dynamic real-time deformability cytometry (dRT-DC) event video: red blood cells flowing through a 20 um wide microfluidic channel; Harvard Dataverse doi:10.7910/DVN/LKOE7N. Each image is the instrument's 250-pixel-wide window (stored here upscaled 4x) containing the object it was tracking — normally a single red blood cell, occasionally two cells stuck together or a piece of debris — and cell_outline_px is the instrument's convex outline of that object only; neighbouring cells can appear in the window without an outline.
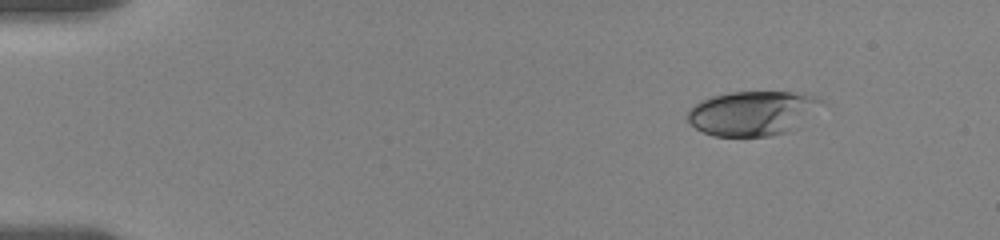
{"species": "human", "species_latin": "Homo sapiens", "temperature_condition": "room temperature", "stored_images_in_passage": 16, "camera_frame_rate_fps": 3000, "um_per_image_px": 0.085, "donor": {"sex": "female"}, "frame": {"image": 1, "passage_image": 3, "time_ms": 1.667, "image_size_px": [1000, 240], "cell_outline_px": [[824, 100], [800, 128], [788, 132], [772, 136], [712, 136], [696, 128], [688, 120], [688, 108], [700, 100], [712, 96], [732, 92], [792, 92], [816, 96]], "centroid_in_image_um": [63.97, 9.63], "position_along_channel_um": 21.0, "area_um2": 34.97}}
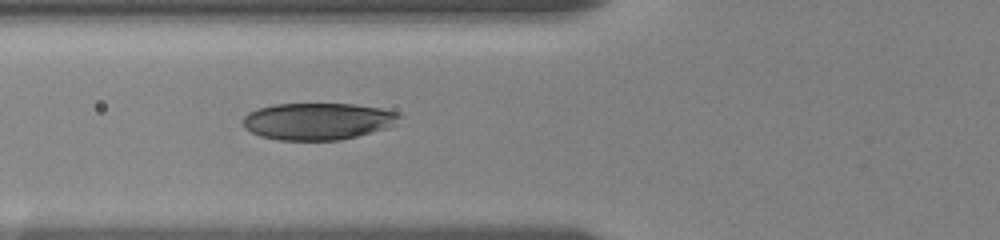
{"frame": {"image": 2, "passage_image": 9, "time_ms": 6.667, "image_size_px": [1000, 240], "cell_outline_px": [[404, 116], [396, 124], [388, 128], [340, 140], [280, 140], [260, 136], [244, 128], [244, 116], [248, 112], [272, 104], [352, 104], [380, 108], [400, 112]], "centroid_in_image_um": [27.07, 10.3], "position_along_channel_um": 98.7, "area_um2": 33.81}}
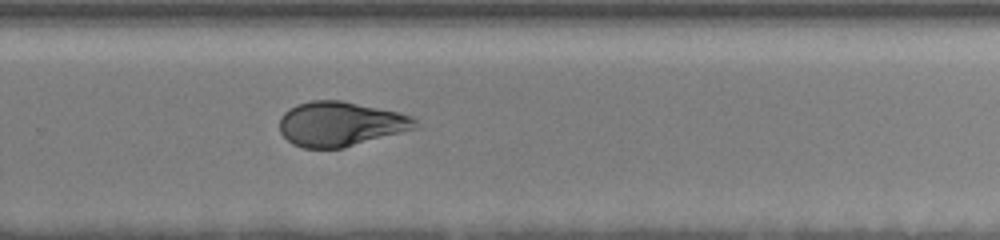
{"frame": {"image": 3, "passage_image": 16, "time_ms": 12.333, "image_size_px": [1000, 240], "cell_outline_px": [[424, 128], [344, 148], [304, 148], [292, 144], [280, 132], [280, 116], [288, 108], [296, 104], [312, 100], [340, 100], [400, 112], [412, 116]], "centroid_in_image_um": [29.03, 10.54], "position_along_channel_um": 300.8, "area_um2": 36.13}}